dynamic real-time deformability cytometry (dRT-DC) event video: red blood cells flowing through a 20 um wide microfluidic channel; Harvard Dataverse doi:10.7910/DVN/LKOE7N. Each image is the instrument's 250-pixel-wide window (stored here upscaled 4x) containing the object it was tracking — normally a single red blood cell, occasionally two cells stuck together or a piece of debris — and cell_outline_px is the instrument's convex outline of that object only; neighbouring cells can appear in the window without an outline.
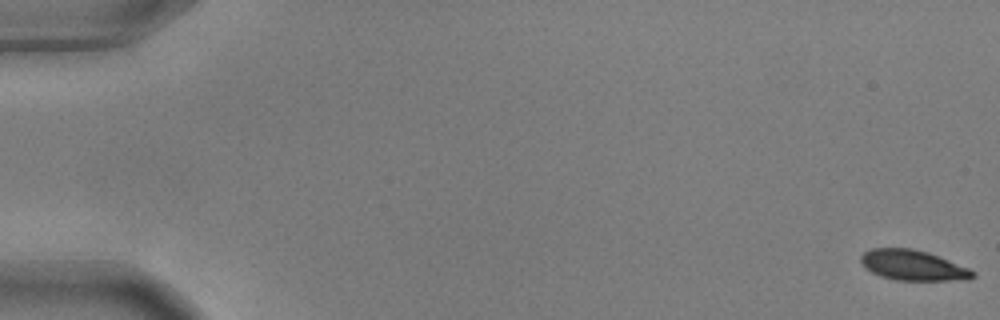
{"species": "common noctule bat (a hibernating species)", "species_latin": "Nyctalus noctula", "temperature_condition": "warm", "stored_images_in_passage": 57, "segment_of_instrument_passage": [1, 2], "camera_frame_rate_fps": 3000, "um_per_image_px": 0.085, "animal": {"sex": "male", "body_mass_g": 17.9, "forearm_length_mm": 54.2}, "frame": {"image": 1, "passage_image": 1, "time_ms": 0.0, "image_size_px": [1000, 320], "cell_outline_px": [[976, 276], [968, 280], [896, 280], [880, 276], [864, 268], [860, 260], [860, 256], [864, 252], [872, 248], [912, 248], [928, 252], [968, 268], [976, 272]], "centroid_in_image_um": [77.59, 22.55], "position_along_channel_um": 7.4, "area_um2": 19.83}}
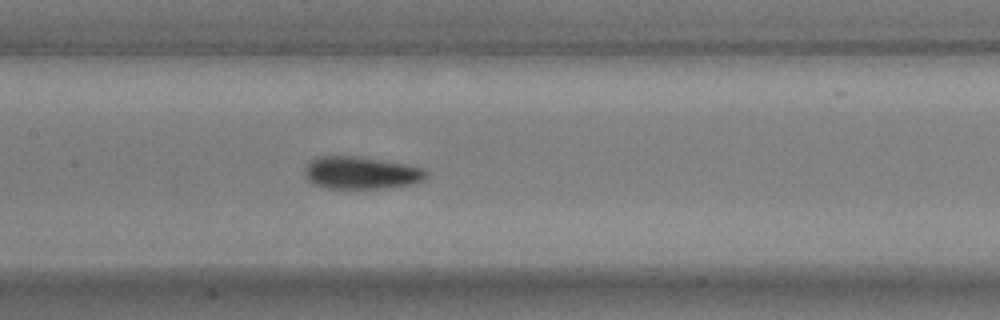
{"frame": {"image": 2, "passage_image": 28, "time_ms": 9.0, "image_size_px": [1000, 320], "cell_outline_px": [[428, 176], [424, 180], [412, 184], [384, 188], [328, 188], [312, 184], [308, 180], [304, 172], [304, 168], [316, 156], [356, 156], [408, 164], [424, 168], [428, 172]], "centroid_in_image_um": [30.72, 14.69], "position_along_channel_um": 176.7, "area_um2": 23.12}}
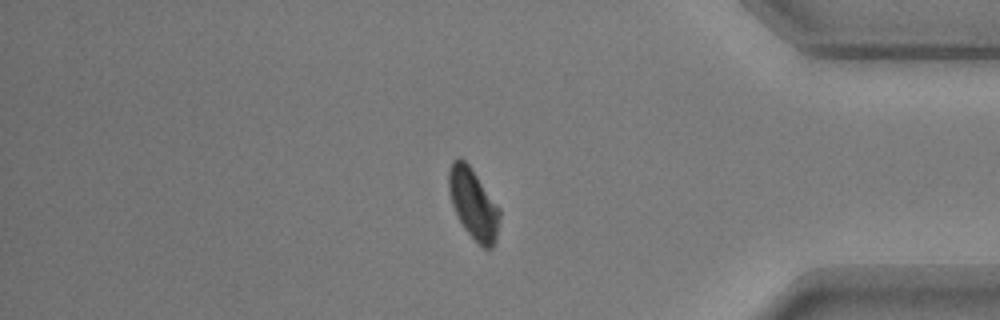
{"frame": {"image": 3, "passage_image": 48, "time_ms": 15.667, "image_size_px": [1000, 320], "cell_outline_px": [[500, 216], [496, 240], [492, 248], [484, 248], [464, 228], [452, 204], [448, 192], [448, 172], [452, 160], [460, 156], [468, 164], [500, 208]], "centroid_in_image_um": [40.23, 17.29], "position_along_channel_um": 395.0, "area_um2": 20.63}}